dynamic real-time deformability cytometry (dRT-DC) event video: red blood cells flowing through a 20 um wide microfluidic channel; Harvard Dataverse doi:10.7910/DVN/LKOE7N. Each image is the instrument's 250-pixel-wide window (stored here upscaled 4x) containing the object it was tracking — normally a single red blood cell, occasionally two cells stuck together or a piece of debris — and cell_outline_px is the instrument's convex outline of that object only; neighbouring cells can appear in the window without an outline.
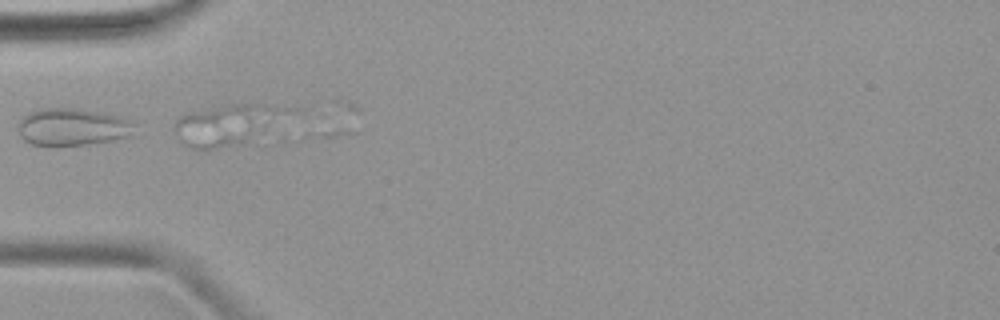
{"species": "common noctule bat (a hibernating species)", "species_latin": "Nyctalus noctula", "temperature_condition": "warm", "stored_images_in_passage": 12, "segment_of_instrument_passage": [1, 2], "camera_frame_rate_fps": 3000, "um_per_image_px": 0.085, "animal": {"sex": "female", "body_mass_g": 19.9}, "frame": {"image": 1, "passage_image": 2, "time_ms": 0.333, "image_size_px": [1000, 320], "cell_outline_px": [[132, 136], [112, 140], [88, 144], [32, 144], [24, 140], [20, 136], [20, 120], [28, 112], [40, 108], [76, 108], [100, 112], [120, 116], [132, 120]], "centroid_in_image_um": [6.18, 10.76], "position_along_channel_um": 78.8, "area_um2": 24.91}}
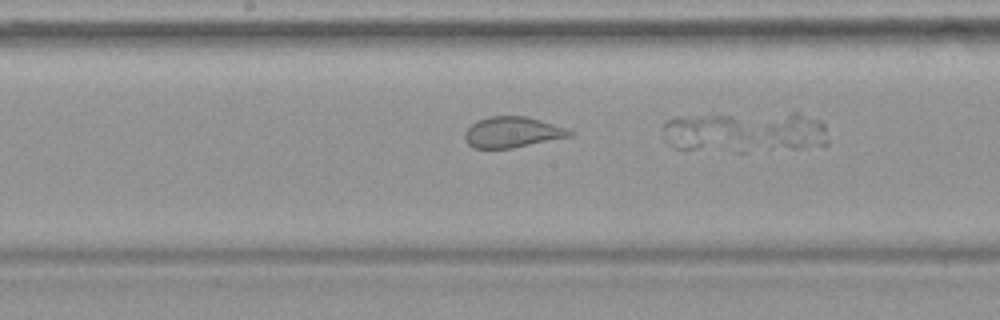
{"frame": {"image": 2, "passage_image": 11, "time_ms": 3.333, "image_size_px": [1000, 320], "cell_outline_px": [[576, 132], [572, 136], [512, 148], [472, 148], [464, 140], [464, 132], [476, 120], [488, 116], [528, 116], [568, 128]], "centroid_in_image_um": [43.56, 11.23], "position_along_channel_um": 204.6, "area_um2": 19.07}}